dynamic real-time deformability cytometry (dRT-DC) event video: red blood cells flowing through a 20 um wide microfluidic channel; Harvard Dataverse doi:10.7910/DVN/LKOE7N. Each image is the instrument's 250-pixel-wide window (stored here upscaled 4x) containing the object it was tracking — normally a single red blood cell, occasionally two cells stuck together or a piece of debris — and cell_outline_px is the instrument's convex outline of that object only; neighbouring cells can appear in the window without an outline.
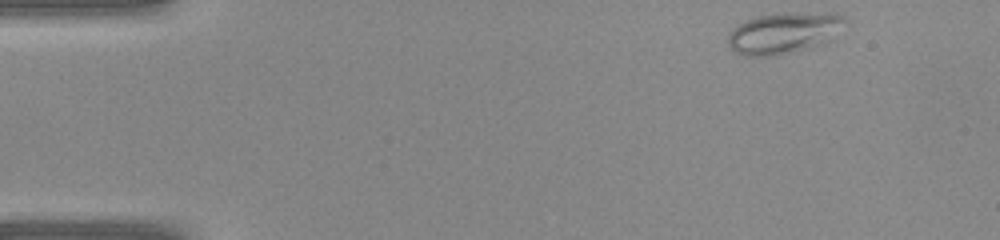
{"species": "common noctule bat (a hibernating species)", "species_latin": "Nyctalus noctula", "temperature_condition": "warm", "stored_images_in_passage": 37, "camera_frame_rate_fps": 3000, "um_per_image_px": 0.085, "animal": {"sex": "female", "body_mass_g": 22.0, "forearm_length_mm": 56.7}, "frame": {"image": 1, "passage_image": 1, "time_ms": 0.0, "image_size_px": [1000, 240], "cell_outline_px": [[848, 20], [820, 44], [808, 48], [780, 56], [744, 56], [736, 52], [728, 44], [728, 36], [732, 28], [756, 16], [788, 12], [836, 12], [844, 16]], "centroid_in_image_um": [66.6, 2.79], "position_along_channel_um": 18.4, "area_um2": 27.98}}
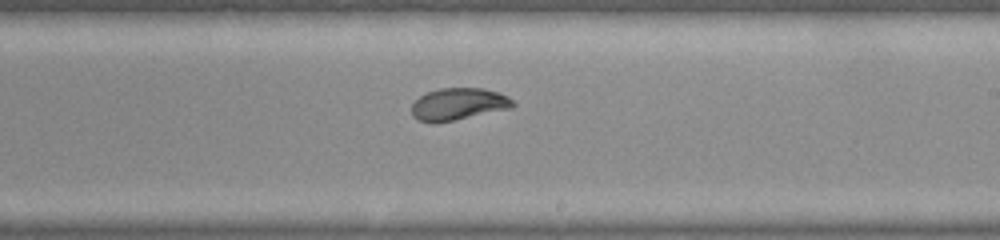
{"frame": {"image": 2, "passage_image": 21, "time_ms": 6.667, "image_size_px": [1000, 240], "cell_outline_px": [[516, 104], [512, 108], [436, 124], [432, 124], [416, 120], [412, 116], [412, 104], [420, 96], [428, 92], [440, 88], [484, 88], [508, 96]], "centroid_in_image_um": [38.94, 8.87], "position_along_channel_um": 250.1, "area_um2": 19.13}}
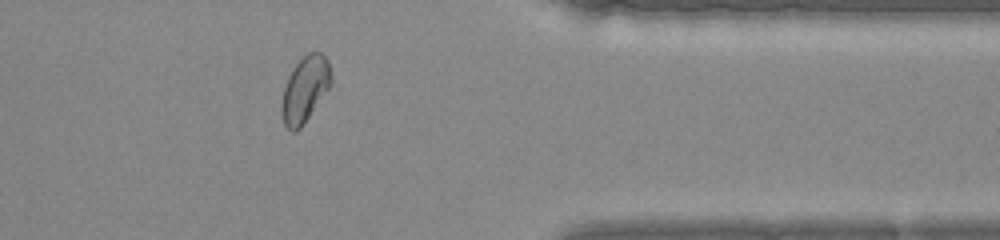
{"frame": {"image": 3, "passage_image": 30, "time_ms": 9.667, "image_size_px": [1000, 240], "cell_outline_px": [[332, 84], [300, 128], [296, 132], [292, 132], [284, 124], [280, 108], [284, 88], [288, 76], [292, 68], [308, 52], [320, 52], [328, 60], [332, 76]], "centroid_in_image_um": [25.92, 7.58], "position_along_channel_um": 385.5, "area_um2": 18.9}}